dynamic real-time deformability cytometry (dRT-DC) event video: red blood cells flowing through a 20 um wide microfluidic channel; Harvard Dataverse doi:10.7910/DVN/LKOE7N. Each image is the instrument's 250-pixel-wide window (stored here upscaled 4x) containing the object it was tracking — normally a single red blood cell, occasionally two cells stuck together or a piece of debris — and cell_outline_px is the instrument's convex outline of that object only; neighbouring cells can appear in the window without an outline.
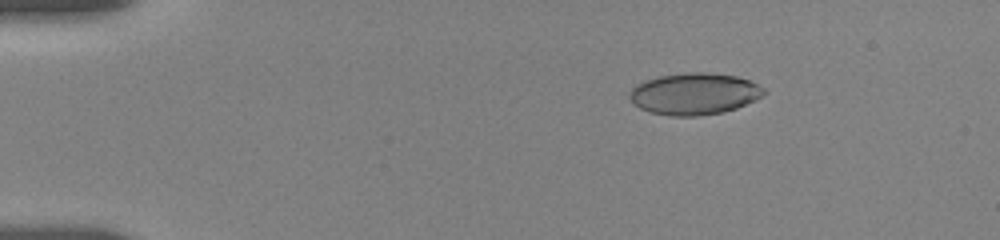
{"species": "human", "species_latin": "Homo sapiens", "temperature_condition": "room temperature", "stored_images_in_passage": 9, "camera_frame_rate_fps": 3000, "um_per_image_px": 0.085, "donor": {"sex": "female"}, "frame": {"image": 1, "passage_image": 3, "time_ms": 2.0, "image_size_px": [1000, 240], "cell_outline_px": [[768, 92], [736, 108], [724, 112], [700, 116], [668, 116], [652, 112], [640, 108], [628, 96], [632, 88], [636, 84], [660, 76], [684, 72], [708, 72], [736, 76], [748, 80], [764, 88]], "centroid_in_image_um": [59.01, 7.97], "position_along_channel_um": 26.0, "area_um2": 32.43}}
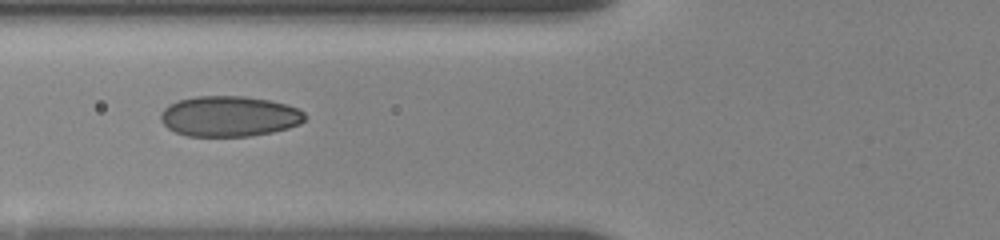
{"frame": {"image": 2, "passage_image": 7, "time_ms": 6.333, "image_size_px": [1000, 240], "cell_outline_px": [[308, 116], [300, 124], [288, 128], [272, 132], [248, 136], [188, 136], [176, 132], [168, 128], [160, 120], [160, 112], [168, 104], [176, 100], [196, 96], [244, 96], [268, 100], [284, 104], [296, 108], [304, 112]], "centroid_in_image_um": [19.46, 9.88], "position_along_channel_um": 106.3, "area_um2": 34.16}}
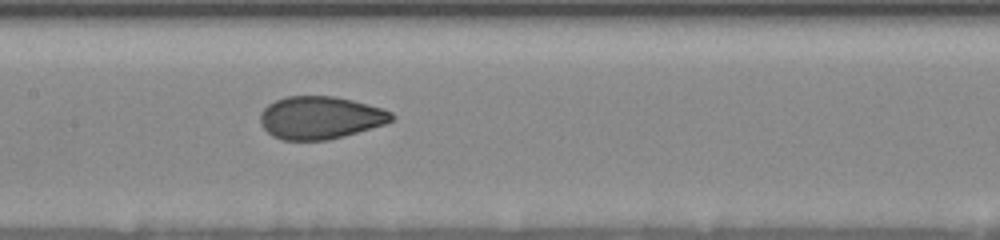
{"frame": {"image": 3, "passage_image": 9, "time_ms": 8.333, "image_size_px": [1000, 240], "cell_outline_px": [[396, 116], [392, 120], [384, 124], [344, 136], [328, 140], [284, 140], [272, 136], [260, 124], [260, 112], [268, 104], [276, 100], [288, 96], [336, 96], [384, 108], [392, 112]], "centroid_in_image_um": [27.22, 10.0], "position_along_channel_um": 180.2, "area_um2": 32.77}}